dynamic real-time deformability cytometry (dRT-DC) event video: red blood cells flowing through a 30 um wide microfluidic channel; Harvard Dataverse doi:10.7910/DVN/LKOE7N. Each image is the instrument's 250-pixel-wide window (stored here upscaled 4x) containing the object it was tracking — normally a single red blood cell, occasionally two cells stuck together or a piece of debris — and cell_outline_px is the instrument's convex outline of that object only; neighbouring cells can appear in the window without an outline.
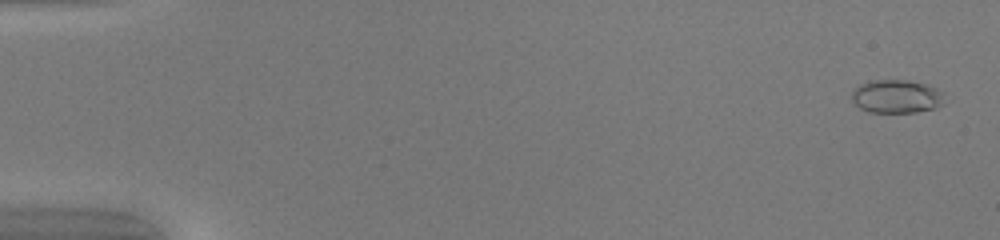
{"species": "common noctule bat (a hibernating species)", "species_latin": "Nyctalus noctula", "temperature_condition": "warm", "stored_images_in_passage": 50, "camera_frame_rate_fps": 3000, "um_per_image_px": 0.085, "animal": {"sex": "female", "body_mass_g": 20.0, "forearm_length_mm": 54.0}, "frame": {"image": 1, "passage_image": 2, "time_ms": 0.333, "image_size_px": [1000, 240], "cell_outline_px": [[944, 104], [936, 108], [916, 112], [868, 112], [860, 108], [852, 100], [852, 92], [860, 84], [868, 80], [908, 80], [924, 84], [936, 88], [944, 92]], "centroid_in_image_um": [76.23, 8.2], "position_along_channel_um": 8.8, "area_um2": 18.15}}
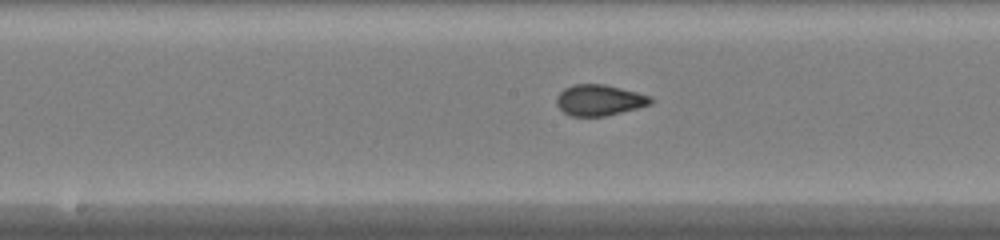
{"frame": {"image": 2, "passage_image": 27, "time_ms": 8.667, "image_size_px": [1000, 240], "cell_outline_px": [[656, 100], [652, 104], [604, 116], [572, 116], [564, 112], [556, 104], [556, 96], [564, 88], [576, 84], [604, 84], [652, 96]], "centroid_in_image_um": [50.96, 8.5], "position_along_channel_um": 197.2, "area_um2": 16.94}}
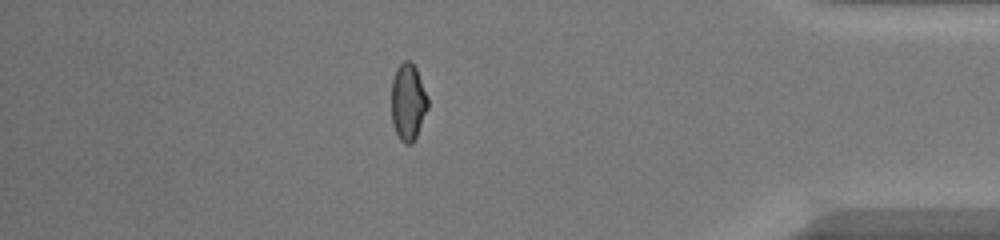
{"frame": {"image": 3, "passage_image": 44, "time_ms": 14.333, "image_size_px": [1000, 240], "cell_outline_px": [[428, 108], [416, 136], [412, 144], [404, 144], [400, 140], [392, 124], [392, 80], [396, 68], [404, 60], [408, 60], [416, 68], [428, 96]], "centroid_in_image_um": [34.68, 8.67], "position_along_channel_um": 400.5, "area_um2": 16.3}}